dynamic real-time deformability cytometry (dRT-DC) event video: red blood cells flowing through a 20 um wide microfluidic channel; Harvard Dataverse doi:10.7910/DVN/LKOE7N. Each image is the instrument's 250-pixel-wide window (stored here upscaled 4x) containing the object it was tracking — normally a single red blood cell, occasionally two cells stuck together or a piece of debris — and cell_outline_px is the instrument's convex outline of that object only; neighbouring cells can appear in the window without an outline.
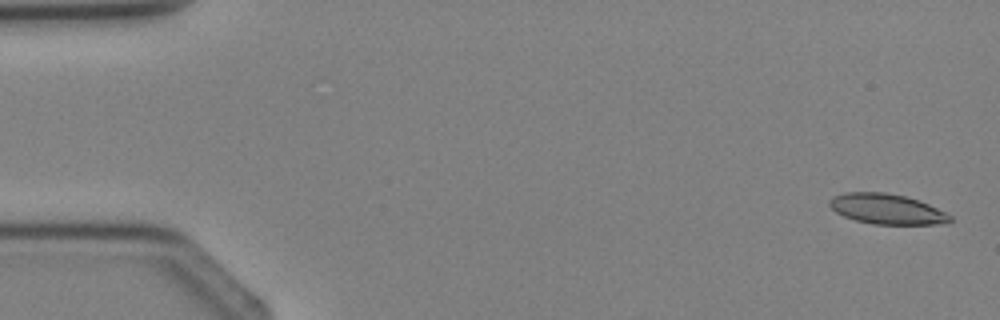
{"species": "Egyptian fruit bat (a non-hibernating species)", "species_latin": "Rousettus aegyptiacus", "temperature_condition": "cold", "stored_images_in_passage": 3, "camera_frame_rate_fps": 3000, "um_per_image_px": 0.085, "animal": {"sex": "female"}, "frame": {"image": 1, "passage_image": 1, "time_ms": 0.0, "image_size_px": [1000, 320], "cell_outline_px": [[952, 220], [948, 224], [872, 224], [856, 220], [844, 216], [836, 212], [828, 204], [828, 200], [832, 196], [844, 192], [884, 192], [904, 196], [928, 204], [952, 216]], "centroid_in_image_um": [75.35, 17.77], "position_along_channel_um": 9.6, "area_um2": 21.21}}